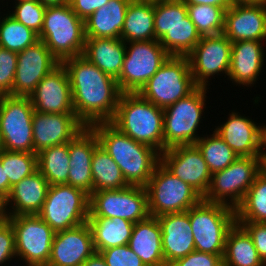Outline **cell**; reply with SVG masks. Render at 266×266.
I'll return each mask as SVG.
<instances>
[{"label": "cell", "mask_w": 266, "mask_h": 266, "mask_svg": "<svg viewBox=\"0 0 266 266\" xmlns=\"http://www.w3.org/2000/svg\"><path fill=\"white\" fill-rule=\"evenodd\" d=\"M34 111L29 97L2 95L0 142L3 150L33 153Z\"/></svg>", "instance_id": "7c38bea8"}, {"label": "cell", "mask_w": 266, "mask_h": 266, "mask_svg": "<svg viewBox=\"0 0 266 266\" xmlns=\"http://www.w3.org/2000/svg\"><path fill=\"white\" fill-rule=\"evenodd\" d=\"M188 16L187 5L182 0L154 4L155 39L160 40L167 32Z\"/></svg>", "instance_id": "60d3db41"}, {"label": "cell", "mask_w": 266, "mask_h": 266, "mask_svg": "<svg viewBox=\"0 0 266 266\" xmlns=\"http://www.w3.org/2000/svg\"><path fill=\"white\" fill-rule=\"evenodd\" d=\"M185 4H196V5H211L219 6L225 11L228 10L234 2L232 0H182Z\"/></svg>", "instance_id": "681fc988"}, {"label": "cell", "mask_w": 266, "mask_h": 266, "mask_svg": "<svg viewBox=\"0 0 266 266\" xmlns=\"http://www.w3.org/2000/svg\"><path fill=\"white\" fill-rule=\"evenodd\" d=\"M49 186L48 181L38 170L16 183L6 197V208L10 203L13 205L10 206L13 210L8 211L7 215L38 214L46 199Z\"/></svg>", "instance_id": "484cf974"}, {"label": "cell", "mask_w": 266, "mask_h": 266, "mask_svg": "<svg viewBox=\"0 0 266 266\" xmlns=\"http://www.w3.org/2000/svg\"><path fill=\"white\" fill-rule=\"evenodd\" d=\"M160 163L174 176L188 183L202 197L205 196L212 174L195 145L166 149L160 154Z\"/></svg>", "instance_id": "2e32d148"}, {"label": "cell", "mask_w": 266, "mask_h": 266, "mask_svg": "<svg viewBox=\"0 0 266 266\" xmlns=\"http://www.w3.org/2000/svg\"><path fill=\"white\" fill-rule=\"evenodd\" d=\"M232 42L223 34L202 36L187 55L190 71L197 87L207 88L210 76L220 72L228 76Z\"/></svg>", "instance_id": "9a60e30c"}, {"label": "cell", "mask_w": 266, "mask_h": 266, "mask_svg": "<svg viewBox=\"0 0 266 266\" xmlns=\"http://www.w3.org/2000/svg\"><path fill=\"white\" fill-rule=\"evenodd\" d=\"M125 54L126 43L121 38H90L85 40L82 56L117 80L122 71Z\"/></svg>", "instance_id": "83f0119b"}, {"label": "cell", "mask_w": 266, "mask_h": 266, "mask_svg": "<svg viewBox=\"0 0 266 266\" xmlns=\"http://www.w3.org/2000/svg\"><path fill=\"white\" fill-rule=\"evenodd\" d=\"M128 246L136 253L146 266H166L162 233L157 217L134 223Z\"/></svg>", "instance_id": "4316f807"}, {"label": "cell", "mask_w": 266, "mask_h": 266, "mask_svg": "<svg viewBox=\"0 0 266 266\" xmlns=\"http://www.w3.org/2000/svg\"><path fill=\"white\" fill-rule=\"evenodd\" d=\"M81 266H107V264L102 255L95 252L87 260H85Z\"/></svg>", "instance_id": "816d5d0a"}, {"label": "cell", "mask_w": 266, "mask_h": 266, "mask_svg": "<svg viewBox=\"0 0 266 266\" xmlns=\"http://www.w3.org/2000/svg\"><path fill=\"white\" fill-rule=\"evenodd\" d=\"M168 266H223V259L220 255L194 250L187 256L173 261Z\"/></svg>", "instance_id": "bcb514c9"}, {"label": "cell", "mask_w": 266, "mask_h": 266, "mask_svg": "<svg viewBox=\"0 0 266 266\" xmlns=\"http://www.w3.org/2000/svg\"><path fill=\"white\" fill-rule=\"evenodd\" d=\"M206 90L197 87L164 109L163 152L175 146L194 145L201 138L195 133L204 112Z\"/></svg>", "instance_id": "ba28073f"}, {"label": "cell", "mask_w": 266, "mask_h": 266, "mask_svg": "<svg viewBox=\"0 0 266 266\" xmlns=\"http://www.w3.org/2000/svg\"><path fill=\"white\" fill-rule=\"evenodd\" d=\"M145 189L152 217L188 211L203 199L188 183L174 176L161 163L156 166Z\"/></svg>", "instance_id": "52a82bcc"}, {"label": "cell", "mask_w": 266, "mask_h": 266, "mask_svg": "<svg viewBox=\"0 0 266 266\" xmlns=\"http://www.w3.org/2000/svg\"><path fill=\"white\" fill-rule=\"evenodd\" d=\"M235 212L236 222L266 223V175H257Z\"/></svg>", "instance_id": "e575fe53"}, {"label": "cell", "mask_w": 266, "mask_h": 266, "mask_svg": "<svg viewBox=\"0 0 266 266\" xmlns=\"http://www.w3.org/2000/svg\"><path fill=\"white\" fill-rule=\"evenodd\" d=\"M69 161L68 143L44 148L37 153L38 171L50 185L68 183Z\"/></svg>", "instance_id": "d6a6232c"}, {"label": "cell", "mask_w": 266, "mask_h": 266, "mask_svg": "<svg viewBox=\"0 0 266 266\" xmlns=\"http://www.w3.org/2000/svg\"><path fill=\"white\" fill-rule=\"evenodd\" d=\"M223 266H266L260 259L248 232L238 223L226 237Z\"/></svg>", "instance_id": "1f68e13d"}, {"label": "cell", "mask_w": 266, "mask_h": 266, "mask_svg": "<svg viewBox=\"0 0 266 266\" xmlns=\"http://www.w3.org/2000/svg\"><path fill=\"white\" fill-rule=\"evenodd\" d=\"M14 6L15 10L9 15L39 35L43 27L44 13L47 6L39 1H21Z\"/></svg>", "instance_id": "b9f144b4"}, {"label": "cell", "mask_w": 266, "mask_h": 266, "mask_svg": "<svg viewBox=\"0 0 266 266\" xmlns=\"http://www.w3.org/2000/svg\"><path fill=\"white\" fill-rule=\"evenodd\" d=\"M223 34L232 42L266 38V4L234 3L225 11Z\"/></svg>", "instance_id": "ffe728a7"}, {"label": "cell", "mask_w": 266, "mask_h": 266, "mask_svg": "<svg viewBox=\"0 0 266 266\" xmlns=\"http://www.w3.org/2000/svg\"><path fill=\"white\" fill-rule=\"evenodd\" d=\"M263 149H266V125H264V128H263L262 153H261L260 158H266V150L264 152Z\"/></svg>", "instance_id": "11a10c76"}, {"label": "cell", "mask_w": 266, "mask_h": 266, "mask_svg": "<svg viewBox=\"0 0 266 266\" xmlns=\"http://www.w3.org/2000/svg\"><path fill=\"white\" fill-rule=\"evenodd\" d=\"M261 172L266 175V158H261Z\"/></svg>", "instance_id": "6f0895ef"}, {"label": "cell", "mask_w": 266, "mask_h": 266, "mask_svg": "<svg viewBox=\"0 0 266 266\" xmlns=\"http://www.w3.org/2000/svg\"><path fill=\"white\" fill-rule=\"evenodd\" d=\"M37 41H39L38 34L11 15L0 20V47L18 53Z\"/></svg>", "instance_id": "74e56055"}, {"label": "cell", "mask_w": 266, "mask_h": 266, "mask_svg": "<svg viewBox=\"0 0 266 266\" xmlns=\"http://www.w3.org/2000/svg\"><path fill=\"white\" fill-rule=\"evenodd\" d=\"M126 45L131 46H126L117 83L122 93H138L170 55L158 40L133 41Z\"/></svg>", "instance_id": "8fae6325"}, {"label": "cell", "mask_w": 266, "mask_h": 266, "mask_svg": "<svg viewBox=\"0 0 266 266\" xmlns=\"http://www.w3.org/2000/svg\"><path fill=\"white\" fill-rule=\"evenodd\" d=\"M121 39L125 43L155 39L154 4L131 0L126 12Z\"/></svg>", "instance_id": "4dcf8cb0"}, {"label": "cell", "mask_w": 266, "mask_h": 266, "mask_svg": "<svg viewBox=\"0 0 266 266\" xmlns=\"http://www.w3.org/2000/svg\"><path fill=\"white\" fill-rule=\"evenodd\" d=\"M38 1L45 6L66 5L70 3V0H38Z\"/></svg>", "instance_id": "db71d44e"}, {"label": "cell", "mask_w": 266, "mask_h": 266, "mask_svg": "<svg viewBox=\"0 0 266 266\" xmlns=\"http://www.w3.org/2000/svg\"><path fill=\"white\" fill-rule=\"evenodd\" d=\"M89 127L95 132L99 145L119 166L125 181L145 187L160 163V153L121 133L110 122H97Z\"/></svg>", "instance_id": "7a4b0ae2"}, {"label": "cell", "mask_w": 266, "mask_h": 266, "mask_svg": "<svg viewBox=\"0 0 266 266\" xmlns=\"http://www.w3.org/2000/svg\"><path fill=\"white\" fill-rule=\"evenodd\" d=\"M38 37L62 63L67 58L83 54L86 40L84 20L73 12L69 4L47 6Z\"/></svg>", "instance_id": "277c9868"}, {"label": "cell", "mask_w": 266, "mask_h": 266, "mask_svg": "<svg viewBox=\"0 0 266 266\" xmlns=\"http://www.w3.org/2000/svg\"><path fill=\"white\" fill-rule=\"evenodd\" d=\"M194 145L204 157L211 174L224 170L238 158L215 132L211 137H201Z\"/></svg>", "instance_id": "8d00e7d4"}, {"label": "cell", "mask_w": 266, "mask_h": 266, "mask_svg": "<svg viewBox=\"0 0 266 266\" xmlns=\"http://www.w3.org/2000/svg\"><path fill=\"white\" fill-rule=\"evenodd\" d=\"M8 218L6 211V198L0 194V220L4 221Z\"/></svg>", "instance_id": "f5cc1de1"}, {"label": "cell", "mask_w": 266, "mask_h": 266, "mask_svg": "<svg viewBox=\"0 0 266 266\" xmlns=\"http://www.w3.org/2000/svg\"><path fill=\"white\" fill-rule=\"evenodd\" d=\"M17 53L0 47V94L12 95Z\"/></svg>", "instance_id": "7bdbcfd3"}, {"label": "cell", "mask_w": 266, "mask_h": 266, "mask_svg": "<svg viewBox=\"0 0 266 266\" xmlns=\"http://www.w3.org/2000/svg\"><path fill=\"white\" fill-rule=\"evenodd\" d=\"M196 88L187 56H169L138 93L165 109L187 97Z\"/></svg>", "instance_id": "8992f818"}, {"label": "cell", "mask_w": 266, "mask_h": 266, "mask_svg": "<svg viewBox=\"0 0 266 266\" xmlns=\"http://www.w3.org/2000/svg\"><path fill=\"white\" fill-rule=\"evenodd\" d=\"M109 1L110 0H70L69 5L79 18L86 20L91 14Z\"/></svg>", "instance_id": "c3c4849f"}, {"label": "cell", "mask_w": 266, "mask_h": 266, "mask_svg": "<svg viewBox=\"0 0 266 266\" xmlns=\"http://www.w3.org/2000/svg\"><path fill=\"white\" fill-rule=\"evenodd\" d=\"M18 2H21V1H38V0H17Z\"/></svg>", "instance_id": "91938a15"}, {"label": "cell", "mask_w": 266, "mask_h": 266, "mask_svg": "<svg viewBox=\"0 0 266 266\" xmlns=\"http://www.w3.org/2000/svg\"><path fill=\"white\" fill-rule=\"evenodd\" d=\"M55 232L84 224L89 217V195L73 186L50 185L37 214Z\"/></svg>", "instance_id": "9c48e42d"}, {"label": "cell", "mask_w": 266, "mask_h": 266, "mask_svg": "<svg viewBox=\"0 0 266 266\" xmlns=\"http://www.w3.org/2000/svg\"><path fill=\"white\" fill-rule=\"evenodd\" d=\"M189 218L195 250L223 258L227 234L236 223L235 209L202 199L189 209Z\"/></svg>", "instance_id": "5b68a950"}, {"label": "cell", "mask_w": 266, "mask_h": 266, "mask_svg": "<svg viewBox=\"0 0 266 266\" xmlns=\"http://www.w3.org/2000/svg\"><path fill=\"white\" fill-rule=\"evenodd\" d=\"M161 233L166 266L195 250L189 210L157 217Z\"/></svg>", "instance_id": "cb8c5ba5"}, {"label": "cell", "mask_w": 266, "mask_h": 266, "mask_svg": "<svg viewBox=\"0 0 266 266\" xmlns=\"http://www.w3.org/2000/svg\"><path fill=\"white\" fill-rule=\"evenodd\" d=\"M251 236L260 259L266 265V223L236 222Z\"/></svg>", "instance_id": "7dc6e473"}, {"label": "cell", "mask_w": 266, "mask_h": 266, "mask_svg": "<svg viewBox=\"0 0 266 266\" xmlns=\"http://www.w3.org/2000/svg\"><path fill=\"white\" fill-rule=\"evenodd\" d=\"M12 186L9 183L8 177L4 169L2 168V164L0 161V194H2L5 198L10 194Z\"/></svg>", "instance_id": "f907efd6"}, {"label": "cell", "mask_w": 266, "mask_h": 266, "mask_svg": "<svg viewBox=\"0 0 266 266\" xmlns=\"http://www.w3.org/2000/svg\"><path fill=\"white\" fill-rule=\"evenodd\" d=\"M98 145V138L90 127H85L68 142L70 168L67 185L88 195L93 192L92 157Z\"/></svg>", "instance_id": "603a6c76"}, {"label": "cell", "mask_w": 266, "mask_h": 266, "mask_svg": "<svg viewBox=\"0 0 266 266\" xmlns=\"http://www.w3.org/2000/svg\"><path fill=\"white\" fill-rule=\"evenodd\" d=\"M76 117L86 126L110 122L122 92L117 80L105 74L84 56L65 59Z\"/></svg>", "instance_id": "6da1fadb"}, {"label": "cell", "mask_w": 266, "mask_h": 266, "mask_svg": "<svg viewBox=\"0 0 266 266\" xmlns=\"http://www.w3.org/2000/svg\"><path fill=\"white\" fill-rule=\"evenodd\" d=\"M201 35L195 24L187 16L183 22L174 26L160 40L161 46L170 56H187L199 43Z\"/></svg>", "instance_id": "d590c367"}, {"label": "cell", "mask_w": 266, "mask_h": 266, "mask_svg": "<svg viewBox=\"0 0 266 266\" xmlns=\"http://www.w3.org/2000/svg\"><path fill=\"white\" fill-rule=\"evenodd\" d=\"M0 161L11 186L38 170L37 153L0 151Z\"/></svg>", "instance_id": "ab89813d"}, {"label": "cell", "mask_w": 266, "mask_h": 266, "mask_svg": "<svg viewBox=\"0 0 266 266\" xmlns=\"http://www.w3.org/2000/svg\"><path fill=\"white\" fill-rule=\"evenodd\" d=\"M138 1L156 4V3L165 2V1H171V0H138Z\"/></svg>", "instance_id": "680465c9"}, {"label": "cell", "mask_w": 266, "mask_h": 266, "mask_svg": "<svg viewBox=\"0 0 266 266\" xmlns=\"http://www.w3.org/2000/svg\"><path fill=\"white\" fill-rule=\"evenodd\" d=\"M88 223L56 232L47 266H81L95 253Z\"/></svg>", "instance_id": "44dd1931"}, {"label": "cell", "mask_w": 266, "mask_h": 266, "mask_svg": "<svg viewBox=\"0 0 266 266\" xmlns=\"http://www.w3.org/2000/svg\"><path fill=\"white\" fill-rule=\"evenodd\" d=\"M16 257L15 236L8 219L0 222V264Z\"/></svg>", "instance_id": "f6af8a7d"}, {"label": "cell", "mask_w": 266, "mask_h": 266, "mask_svg": "<svg viewBox=\"0 0 266 266\" xmlns=\"http://www.w3.org/2000/svg\"><path fill=\"white\" fill-rule=\"evenodd\" d=\"M229 115L227 122L213 132L222 138L238 157H260L264 126H257L253 120L236 112Z\"/></svg>", "instance_id": "7402d4cb"}, {"label": "cell", "mask_w": 266, "mask_h": 266, "mask_svg": "<svg viewBox=\"0 0 266 266\" xmlns=\"http://www.w3.org/2000/svg\"><path fill=\"white\" fill-rule=\"evenodd\" d=\"M260 172V157H238L224 170L212 174L203 200L236 209Z\"/></svg>", "instance_id": "30bf717a"}, {"label": "cell", "mask_w": 266, "mask_h": 266, "mask_svg": "<svg viewBox=\"0 0 266 266\" xmlns=\"http://www.w3.org/2000/svg\"><path fill=\"white\" fill-rule=\"evenodd\" d=\"M234 3L264 2L265 0H232Z\"/></svg>", "instance_id": "9f6ffc18"}, {"label": "cell", "mask_w": 266, "mask_h": 266, "mask_svg": "<svg viewBox=\"0 0 266 266\" xmlns=\"http://www.w3.org/2000/svg\"><path fill=\"white\" fill-rule=\"evenodd\" d=\"M262 41L241 40L232 43L228 78L239 85H252L264 65Z\"/></svg>", "instance_id": "d4e9b609"}, {"label": "cell", "mask_w": 266, "mask_h": 266, "mask_svg": "<svg viewBox=\"0 0 266 266\" xmlns=\"http://www.w3.org/2000/svg\"><path fill=\"white\" fill-rule=\"evenodd\" d=\"M86 126L75 113H40L32 118L33 153L44 148L70 142Z\"/></svg>", "instance_id": "d6986e66"}, {"label": "cell", "mask_w": 266, "mask_h": 266, "mask_svg": "<svg viewBox=\"0 0 266 266\" xmlns=\"http://www.w3.org/2000/svg\"><path fill=\"white\" fill-rule=\"evenodd\" d=\"M110 123L135 141L163 152L164 109L139 93H122Z\"/></svg>", "instance_id": "3957f363"}, {"label": "cell", "mask_w": 266, "mask_h": 266, "mask_svg": "<svg viewBox=\"0 0 266 266\" xmlns=\"http://www.w3.org/2000/svg\"><path fill=\"white\" fill-rule=\"evenodd\" d=\"M96 252L126 245L132 235L134 223L119 218L88 217Z\"/></svg>", "instance_id": "f546056e"}, {"label": "cell", "mask_w": 266, "mask_h": 266, "mask_svg": "<svg viewBox=\"0 0 266 266\" xmlns=\"http://www.w3.org/2000/svg\"><path fill=\"white\" fill-rule=\"evenodd\" d=\"M93 192L102 190H119L129 184L122 171L111 156L98 145L92 157Z\"/></svg>", "instance_id": "836d02e7"}, {"label": "cell", "mask_w": 266, "mask_h": 266, "mask_svg": "<svg viewBox=\"0 0 266 266\" xmlns=\"http://www.w3.org/2000/svg\"><path fill=\"white\" fill-rule=\"evenodd\" d=\"M150 216L143 186L94 191L89 195V217H119L137 223Z\"/></svg>", "instance_id": "4fadbf2b"}, {"label": "cell", "mask_w": 266, "mask_h": 266, "mask_svg": "<svg viewBox=\"0 0 266 266\" xmlns=\"http://www.w3.org/2000/svg\"><path fill=\"white\" fill-rule=\"evenodd\" d=\"M188 16L202 36L221 34L224 31L225 10L219 6L186 4Z\"/></svg>", "instance_id": "f35d334b"}, {"label": "cell", "mask_w": 266, "mask_h": 266, "mask_svg": "<svg viewBox=\"0 0 266 266\" xmlns=\"http://www.w3.org/2000/svg\"><path fill=\"white\" fill-rule=\"evenodd\" d=\"M29 98L40 113H75L69 75L62 63L40 81Z\"/></svg>", "instance_id": "ac0fdd59"}, {"label": "cell", "mask_w": 266, "mask_h": 266, "mask_svg": "<svg viewBox=\"0 0 266 266\" xmlns=\"http://www.w3.org/2000/svg\"><path fill=\"white\" fill-rule=\"evenodd\" d=\"M59 64L41 40L18 52L12 96L29 97L40 81Z\"/></svg>", "instance_id": "e0dca14e"}, {"label": "cell", "mask_w": 266, "mask_h": 266, "mask_svg": "<svg viewBox=\"0 0 266 266\" xmlns=\"http://www.w3.org/2000/svg\"><path fill=\"white\" fill-rule=\"evenodd\" d=\"M99 253L107 266H146L128 244L105 249Z\"/></svg>", "instance_id": "ee69618b"}, {"label": "cell", "mask_w": 266, "mask_h": 266, "mask_svg": "<svg viewBox=\"0 0 266 266\" xmlns=\"http://www.w3.org/2000/svg\"><path fill=\"white\" fill-rule=\"evenodd\" d=\"M131 0H110L84 20L85 37L121 38V31Z\"/></svg>", "instance_id": "f1b7e54d"}, {"label": "cell", "mask_w": 266, "mask_h": 266, "mask_svg": "<svg viewBox=\"0 0 266 266\" xmlns=\"http://www.w3.org/2000/svg\"><path fill=\"white\" fill-rule=\"evenodd\" d=\"M13 228L16 257L27 266H47L55 231L37 214L8 216Z\"/></svg>", "instance_id": "5bb4252c"}]
</instances>
